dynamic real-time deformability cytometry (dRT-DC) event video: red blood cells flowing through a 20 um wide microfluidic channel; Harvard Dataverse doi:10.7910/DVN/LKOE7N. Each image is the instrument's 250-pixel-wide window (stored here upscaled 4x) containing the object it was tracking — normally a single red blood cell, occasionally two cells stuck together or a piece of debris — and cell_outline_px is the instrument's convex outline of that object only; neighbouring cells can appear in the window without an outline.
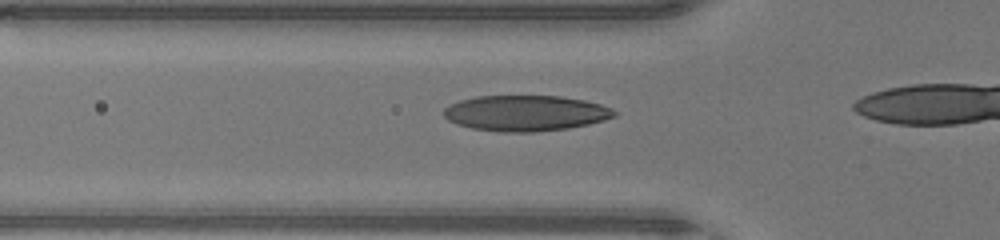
{"species": "human", "species_latin": "Homo sapiens", "temperature_condition": "warm", "stored_images_in_passage": 14, "camera_frame_rate_fps": 3000, "um_per_image_px": 0.085, "donor": {"sex": "male"}, "frame": {"image": 1, "passage_image": 7, "time_ms": 2.0, "image_size_px": [1000, 240], "cell_outline_px": [[616, 116], [604, 120], [588, 124], [568, 128], [536, 132], [500, 132], [472, 128], [456, 124], [448, 120], [444, 116], [444, 108], [460, 100], [476, 96], [560, 96], [584, 100], [600, 104], [612, 108], [616, 112]], "centroid_in_image_um": [44.68, 9.62], "position_along_channel_um": 81.1, "area_um2": 35.49}}
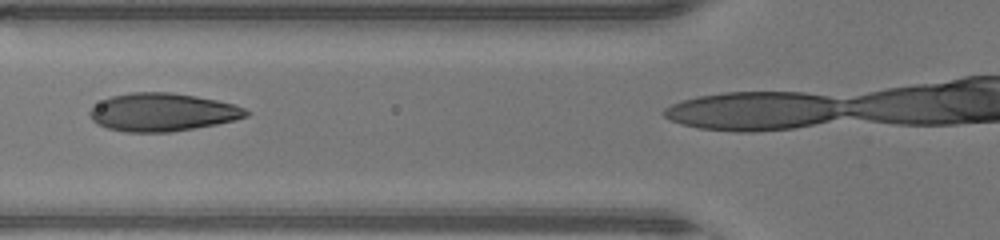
{"frame": {"image": 2, "passage_image": 9, "time_ms": 2.667, "image_size_px": [1000, 240], "cell_outline_px": [[248, 116], [236, 120], [216, 124], [172, 132], [124, 132], [108, 128], [96, 124], [92, 120], [88, 112], [96, 104], [112, 96], [132, 92], [172, 92], [196, 96], [216, 100], [232, 104], [244, 108], [248, 112]], "centroid_in_image_um": [13.79, 9.54], "position_along_channel_um": 112.0, "area_um2": 34.56}}
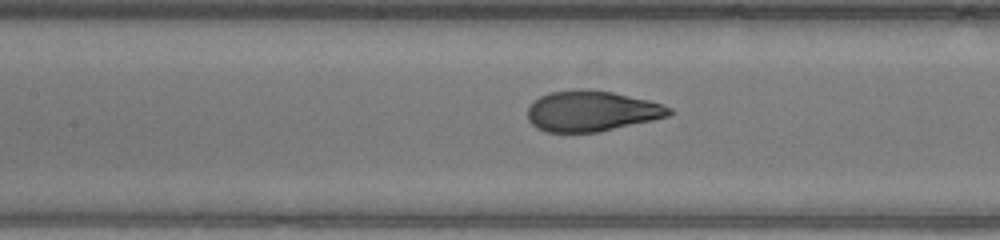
{"frame": {"image": 3, "passage_image": 12, "time_ms": 3.667, "image_size_px": [1000, 240], "cell_outline_px": [[676, 112], [668, 116], [652, 120], [596, 132], [544, 132], [536, 128], [528, 120], [528, 108], [540, 96], [552, 92], [572, 88], [580, 88], [612, 92], [648, 100], [664, 104], [672, 108]], "centroid_in_image_um": [50.3, 9.43], "position_along_channel_um": 157.1, "area_um2": 33.52}}